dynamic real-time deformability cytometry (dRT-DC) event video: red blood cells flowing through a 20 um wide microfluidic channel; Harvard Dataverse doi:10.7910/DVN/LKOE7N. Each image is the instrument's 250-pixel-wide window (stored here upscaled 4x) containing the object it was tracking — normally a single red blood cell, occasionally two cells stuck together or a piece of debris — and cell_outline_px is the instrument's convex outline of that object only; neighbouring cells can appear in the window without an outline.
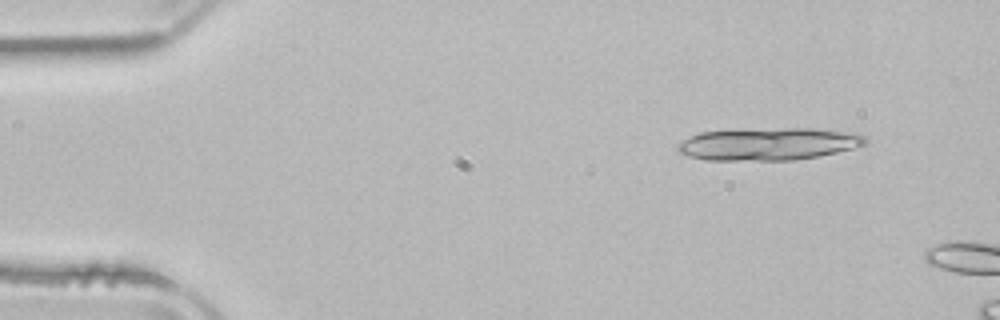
{"species": "common noctule bat (a hibernating species)", "species_latin": "Nyctalus noctula", "temperature_condition": "room temperature", "stored_images_in_passage": 2, "camera_frame_rate_fps": 3000, "um_per_image_px": 0.085, "animal": {"sex": "male", "body_mass_g": 21.5, "forearm_length_mm": 52.0}, "frame": {"image": 1, "passage_image": 1, "time_ms": 0.0, "image_size_px": [1000, 320], "cell_outline_px": [[868, 144], [836, 152], [816, 156], [792, 160], [704, 160], [688, 156], [680, 152], [676, 148], [676, 144], [688, 136], [700, 132], [784, 128], [812, 128], [856, 132], [864, 136], [868, 140]], "centroid_in_image_um": [65.32, 12.23], "position_along_channel_um": 19.7, "area_um2": 35.49}}